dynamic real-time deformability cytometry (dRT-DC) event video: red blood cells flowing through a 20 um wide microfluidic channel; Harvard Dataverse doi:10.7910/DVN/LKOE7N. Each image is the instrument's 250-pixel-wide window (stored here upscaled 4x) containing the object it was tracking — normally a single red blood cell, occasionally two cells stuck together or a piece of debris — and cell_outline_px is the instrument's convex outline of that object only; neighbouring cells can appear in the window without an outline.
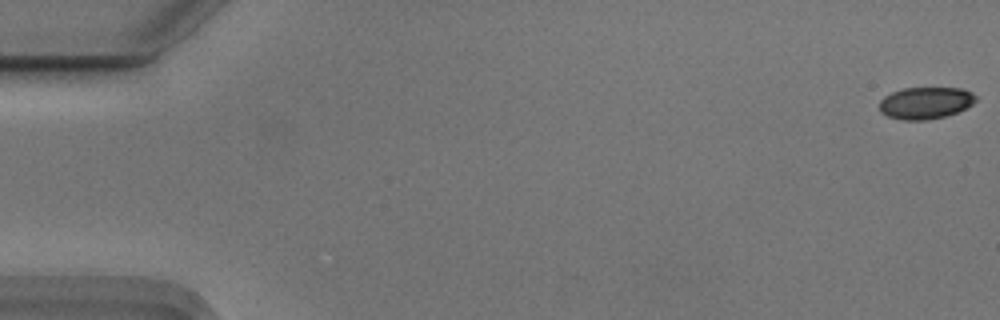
{"species": "Egyptian fruit bat (a non-hibernating species)", "species_latin": "Rousettus aegyptiacus", "temperature_condition": "cold", "stored_images_in_passage": 13, "camera_frame_rate_fps": 3000, "um_per_image_px": 0.085, "animal": {"sex": "male"}, "frame": {"image": 1, "passage_image": 1, "time_ms": 0.0, "image_size_px": [1000, 320], "cell_outline_px": [[976, 100], [972, 104], [956, 112], [944, 116], [924, 120], [904, 120], [888, 116], [880, 112], [880, 100], [884, 96], [892, 92], [904, 88], [960, 88], [972, 92], [976, 96]], "centroid_in_image_um": [78.65, 8.74], "position_along_channel_um": 6.4, "area_um2": 17.74}}